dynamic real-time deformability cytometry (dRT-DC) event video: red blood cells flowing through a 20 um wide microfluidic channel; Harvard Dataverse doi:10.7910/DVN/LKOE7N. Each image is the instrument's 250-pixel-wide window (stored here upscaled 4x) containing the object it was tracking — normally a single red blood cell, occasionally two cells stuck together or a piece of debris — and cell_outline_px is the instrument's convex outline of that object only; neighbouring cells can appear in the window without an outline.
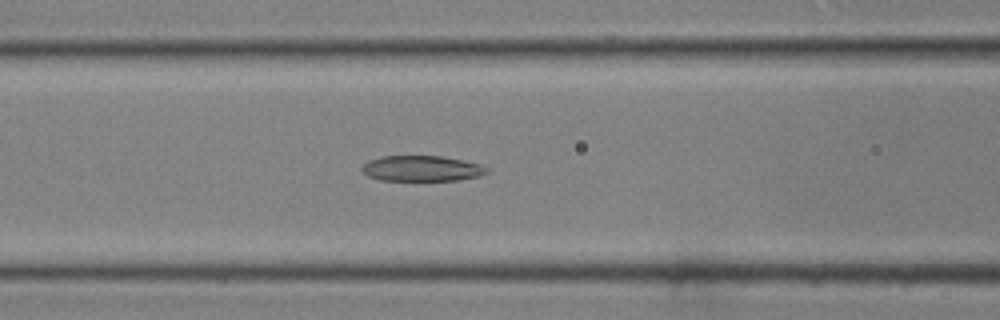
{"species": "common noctule bat (a hibernating species)", "species_latin": "Nyctalus noctula", "temperature_condition": "room temperature", "stored_images_in_passage": 42, "camera_frame_rate_fps": 3000, "um_per_image_px": 0.085, "animal": {"sex": "male", "body_mass_g": 19.0, "forearm_length_mm": 50.8}, "frame": {"image": 1, "passage_image": 18, "time_ms": 5.667, "image_size_px": [1000, 320], "cell_outline_px": [[488, 172], [476, 176], [460, 180], [380, 180], [368, 176], [360, 168], [368, 160], [380, 156], [440, 156], [480, 164], [488, 168]], "centroid_in_image_um": [35.8, 14.32], "position_along_channel_um": 130.8, "area_um2": 18.44}}
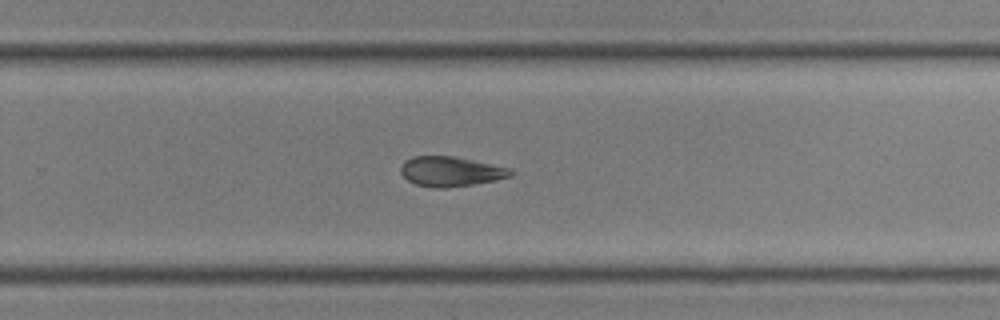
{"frame": {"image": 2, "passage_image": 28, "time_ms": 9.0, "image_size_px": [1000, 320], "cell_outline_px": [[512, 176], [496, 180], [472, 184], [444, 188], [436, 188], [416, 184], [408, 180], [400, 172], [400, 164], [404, 160], [412, 156], [452, 156], [512, 168]], "centroid_in_image_um": [38.29, 14.57], "position_along_channel_um": 291.5, "area_um2": 19.07}}
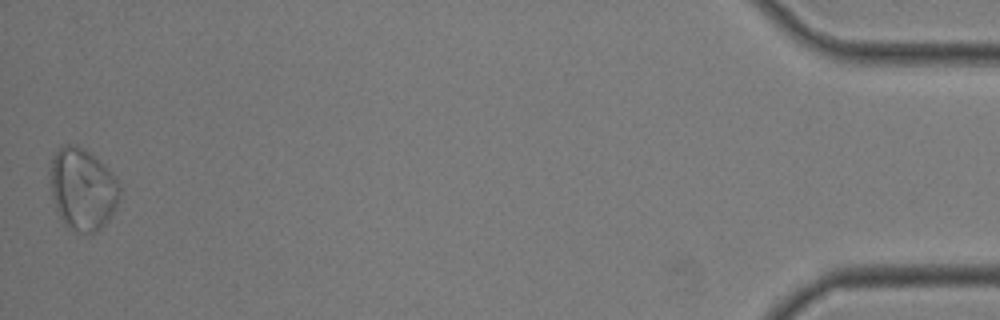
{"frame": {"image": 3, "passage_image": 42, "time_ms": 13.667, "image_size_px": [1000, 320], "cell_outline_px": [[120, 196], [108, 220], [96, 232], [76, 232], [64, 224], [52, 200], [48, 172], [52, 152], [60, 144], [76, 144], [84, 148], [116, 180], [120, 188]], "centroid_in_image_um": [6.92, 16.04], "position_along_channel_um": 428.3, "area_um2": 33.12}}